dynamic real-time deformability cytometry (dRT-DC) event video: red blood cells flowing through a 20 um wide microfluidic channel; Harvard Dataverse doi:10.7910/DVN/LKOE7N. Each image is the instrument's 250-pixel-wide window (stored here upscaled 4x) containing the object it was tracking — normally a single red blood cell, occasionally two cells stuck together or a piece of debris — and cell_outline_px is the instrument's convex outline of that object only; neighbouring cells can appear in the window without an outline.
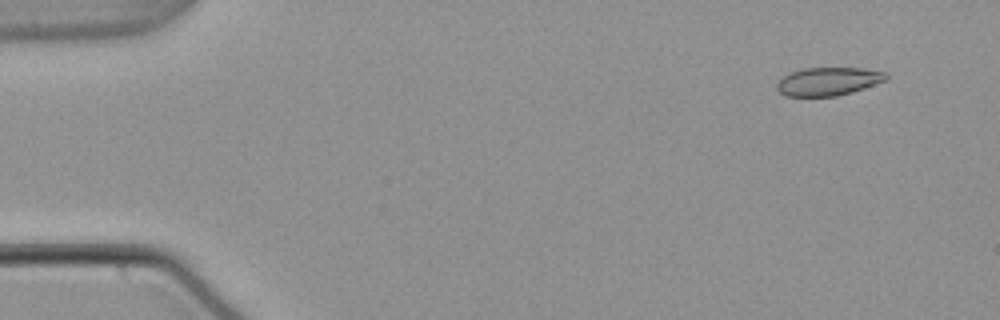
{"species": "common noctule bat (a hibernating species)", "species_latin": "Nyctalus noctula", "temperature_condition": "warm", "stored_images_in_passage": 48, "camera_frame_rate_fps": 3000, "um_per_image_px": 0.085, "animal": {"sex": "male", "body_mass_g": 21.5, "forearm_length_mm": 52.0}, "frame": {"image": 1, "passage_image": 1, "time_ms": 0.0, "image_size_px": [1000, 320], "cell_outline_px": [[888, 80], [852, 92], [836, 96], [784, 96], [776, 88], [776, 84], [784, 76], [792, 72], [804, 68], [864, 68], [888, 72]], "centroid_in_image_um": [70.45, 6.92], "position_along_channel_um": 14.6, "area_um2": 18.03}}
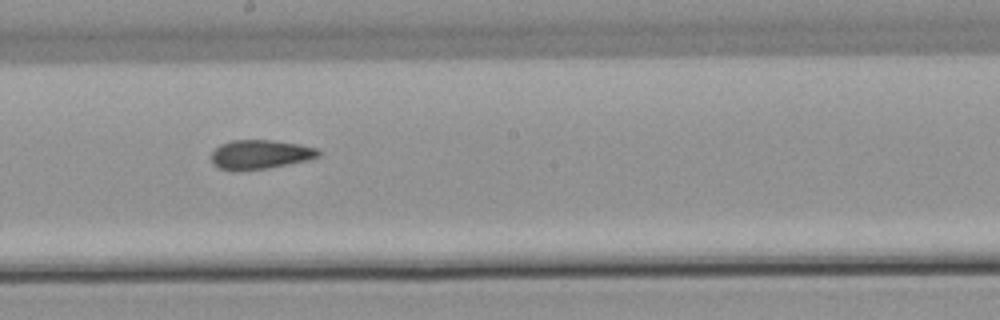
{"frame": {"image": 2, "passage_image": 27, "time_ms": 8.667, "image_size_px": [1000, 320], "cell_outline_px": [[320, 156], [308, 160], [288, 164], [264, 168], [220, 168], [212, 164], [212, 152], [220, 144], [232, 140], [272, 140], [300, 144], [316, 148], [320, 152]], "centroid_in_image_um": [22.16, 13.08], "position_along_channel_um": 226.0, "area_um2": 17.63}}
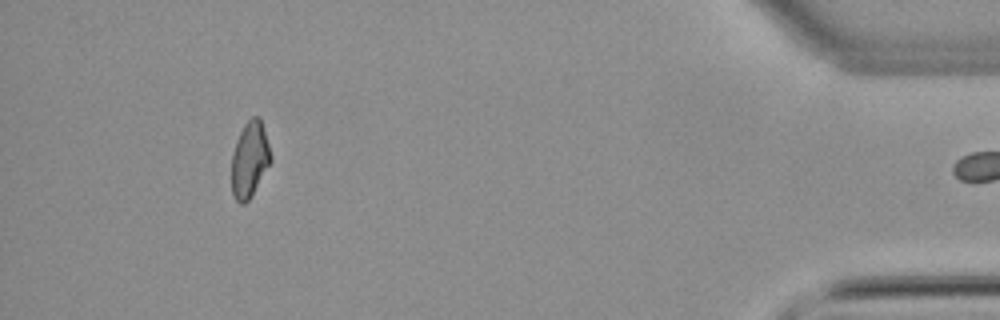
{"frame": {"image": 3, "passage_image": 47, "time_ms": 15.333, "image_size_px": [1000, 320], "cell_outline_px": [[272, 160], [252, 196], [244, 204], [240, 204], [236, 200], [232, 192], [232, 152], [236, 140], [244, 124], [252, 116], [256, 116], [260, 120], [272, 156]], "centroid_in_image_um": [21.21, 13.59], "position_along_channel_um": 414.0, "area_um2": 17.17}, "authors_computed_cell_mechanics": {"area_um2": 18.3226, "velocity_mm_per_s": 3.7808, "shape_relaxation_time_tau1_ms": null, "shape_relaxation_time_tau2_ms": 3.3412, "deformation_change_tau1": null, "deformation_change_tau2": 0.0829}}